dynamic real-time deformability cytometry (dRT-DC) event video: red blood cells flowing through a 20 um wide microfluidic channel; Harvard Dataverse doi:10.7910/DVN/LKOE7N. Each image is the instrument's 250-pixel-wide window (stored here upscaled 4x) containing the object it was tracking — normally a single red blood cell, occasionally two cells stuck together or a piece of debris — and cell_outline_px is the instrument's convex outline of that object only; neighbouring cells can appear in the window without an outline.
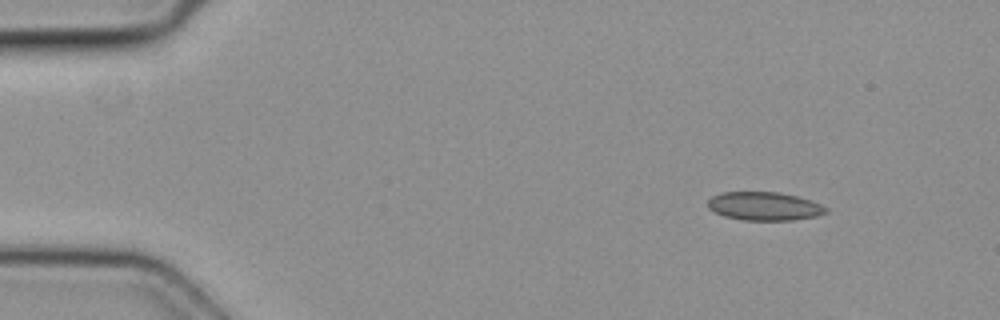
{"species": "common noctule bat (a hibernating species)", "species_latin": "Nyctalus noctula", "temperature_condition": "cold", "stored_images_in_passage": 3, "camera_frame_rate_fps": 3000, "um_per_image_px": 0.085, "animal": {"sex": "female", "body_mass_g": 19.3, "forearm_length_mm": 54.1}, "frame": {"image": 1, "passage_image": 1, "time_ms": 0.0, "image_size_px": [1000, 320], "cell_outline_px": [[828, 212], [816, 216], [792, 220], [744, 220], [724, 216], [708, 208], [708, 200], [712, 196], [720, 192], [780, 192], [796, 196], [820, 204], [828, 208]], "centroid_in_image_um": [64.95, 17.52], "position_along_channel_um": 20.0, "area_um2": 19.48}}